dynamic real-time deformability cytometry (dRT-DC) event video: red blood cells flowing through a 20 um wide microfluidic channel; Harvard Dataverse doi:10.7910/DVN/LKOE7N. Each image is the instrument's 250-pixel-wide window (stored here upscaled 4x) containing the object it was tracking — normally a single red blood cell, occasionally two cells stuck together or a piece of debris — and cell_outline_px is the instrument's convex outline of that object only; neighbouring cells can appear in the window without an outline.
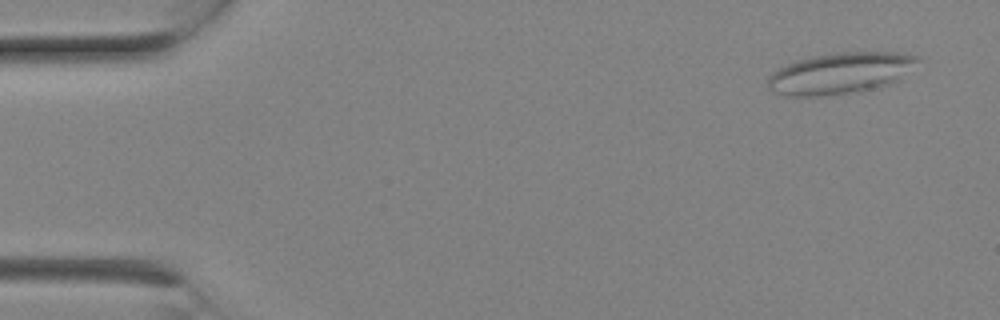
{"species": "Egyptian fruit bat (a non-hibernating species)", "species_latin": "Rousettus aegyptiacus", "temperature_condition": "room temperature", "stored_images_in_passage": 10, "camera_frame_rate_fps": 3000, "um_per_image_px": 0.085, "animal": {"sex": "female"}, "frame": {"image": 1, "passage_image": 1, "time_ms": 0.0, "image_size_px": [1000, 320], "cell_outline_px": [[920, 60], [900, 80], [892, 84], [880, 88], [860, 92], [824, 96], [784, 96], [772, 92], [768, 88], [768, 76], [772, 72], [788, 64], [812, 56], [836, 52], [896, 52], [920, 56]], "centroid_in_image_um": [71.47, 6.24], "position_along_channel_um": 13.5, "area_um2": 36.59}}
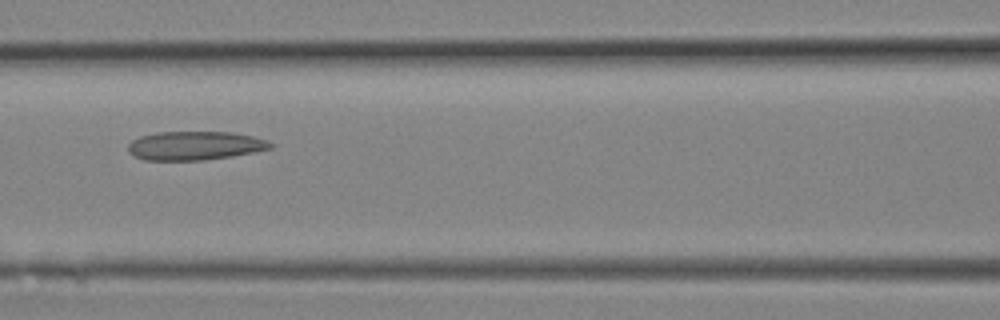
{"frame": {"image": 2, "passage_image": 9, "time_ms": 2.667, "image_size_px": [1000, 320], "cell_outline_px": [[276, 144], [272, 148], [256, 152], [232, 156], [204, 160], [144, 160], [128, 152], [128, 144], [132, 140], [140, 136], [156, 132], [228, 132], [252, 136], [268, 140]], "centroid_in_image_um": [16.6, 12.38], "position_along_channel_um": 150.0, "area_um2": 23.99}}
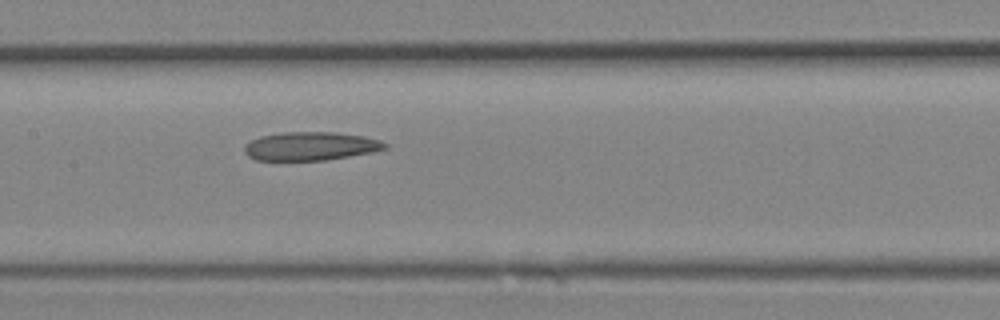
{"frame": {"image": 3, "passage_image": 10, "time_ms": 3.0, "image_size_px": [1000, 320], "cell_outline_px": [[388, 148], [372, 152], [324, 160], [256, 160], [248, 156], [244, 152], [244, 144], [260, 136], [284, 132], [332, 132], [364, 136], [380, 140], [388, 144]], "centroid_in_image_um": [26.39, 12.42], "position_along_channel_um": 181.0, "area_um2": 23.29}}